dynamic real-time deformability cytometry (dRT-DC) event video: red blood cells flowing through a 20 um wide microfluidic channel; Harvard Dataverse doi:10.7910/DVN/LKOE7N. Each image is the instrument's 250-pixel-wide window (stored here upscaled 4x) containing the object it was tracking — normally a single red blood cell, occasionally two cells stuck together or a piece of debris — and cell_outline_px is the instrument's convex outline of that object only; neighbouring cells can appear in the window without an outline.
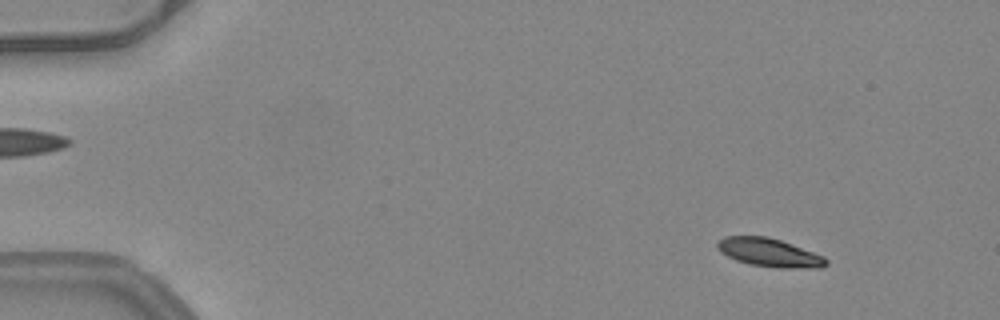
{"species": "common noctule bat (a hibernating species)", "species_latin": "Nyctalus noctula", "temperature_condition": "warm", "stored_images_in_passage": 52, "camera_frame_rate_fps": 3000, "um_per_image_px": 0.085, "animal": {"sex": "female", "body_mass_g": 24.6, "forearm_length_mm": 56.2}, "frame": {"image": 1, "passage_image": 6, "time_ms": 1.667, "image_size_px": [1000, 320], "cell_outline_px": [[828, 264], [824, 268], [776, 268], [752, 264], [736, 260], [720, 252], [716, 248], [716, 240], [724, 236], [768, 236], [792, 244], [824, 256], [828, 260]], "centroid_in_image_um": [65.39, 21.47], "position_along_channel_um": 19.6, "area_um2": 18.21}}
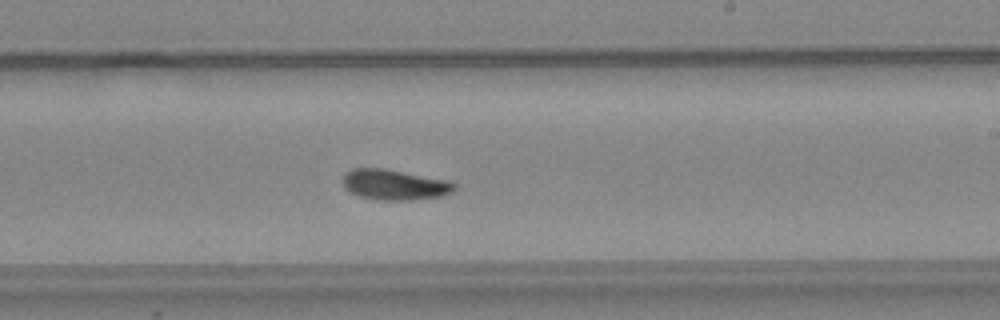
{"frame": {"image": 2, "passage_image": 32, "time_ms": 10.333, "image_size_px": [1000, 320], "cell_outline_px": [[456, 188], [452, 192], [444, 196], [412, 200], [376, 200], [360, 196], [344, 188], [344, 172], [352, 168], [384, 168], [452, 180], [456, 184]], "centroid_in_image_um": [33.59, 15.69], "position_along_channel_um": 255.4, "area_um2": 20.17}}
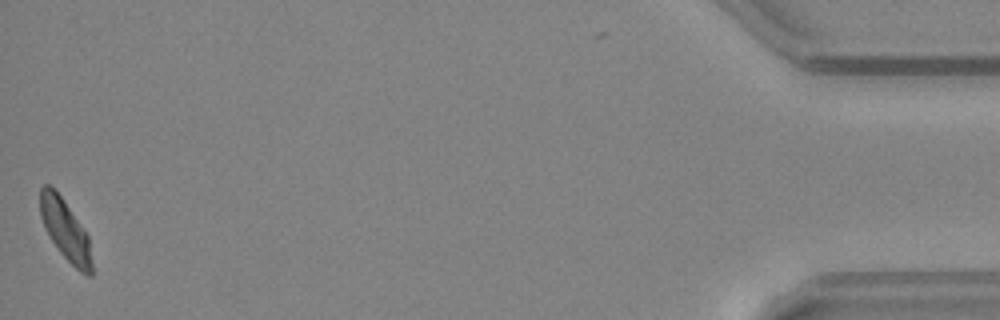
{"frame": {"image": 3, "passage_image": 52, "time_ms": 17.0, "image_size_px": [1000, 320], "cell_outline_px": [[92, 276], [88, 276], [80, 272], [60, 252], [52, 240], [40, 216], [40, 188], [44, 184], [48, 184], [56, 188], [88, 236], [92, 264]], "centroid_in_image_um": [5.55, 19.51], "position_along_channel_um": 429.7, "area_um2": 17.98}, "authors_computed_cell_mechanics": {"area_um2": 19.1607, "velocity_mm_per_s": 3.9969, "shape_relaxation_time_tau1_ms": 6.4273, "shape_relaxation_time_tau2_ms": 6.0556, "deformation_change_tau1": 0.1631, "deformation_change_tau2": 0.1186}}